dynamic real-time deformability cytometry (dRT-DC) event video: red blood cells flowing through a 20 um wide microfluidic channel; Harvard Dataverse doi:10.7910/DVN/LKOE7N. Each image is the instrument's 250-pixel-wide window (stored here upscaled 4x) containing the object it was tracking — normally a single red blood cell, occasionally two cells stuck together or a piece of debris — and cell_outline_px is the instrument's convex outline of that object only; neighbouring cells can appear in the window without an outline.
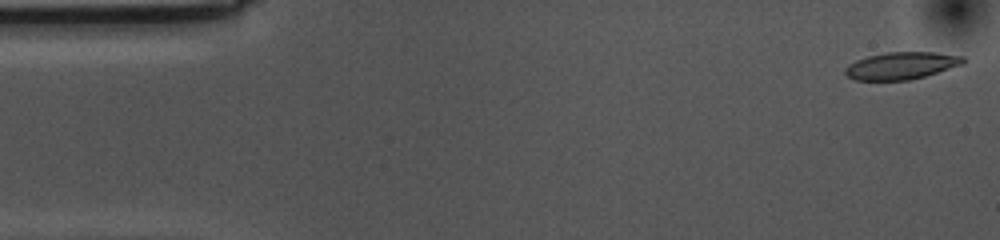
{"species": "common noctule bat (a hibernating species)", "species_latin": "Nyctalus noctula", "temperature_condition": "cold", "stored_images_in_passage": 54, "camera_frame_rate_fps": 3000, "um_per_image_px": 0.085, "animal": {"sex": "female", "body_mass_g": 10.0, "forearm_length_mm": 53.1}, "frame": {"image": 1, "passage_image": 1, "time_ms": 0.0, "image_size_px": [1000, 240], "cell_outline_px": [[964, 64], [924, 76], [908, 80], [856, 80], [848, 76], [844, 72], [844, 68], [848, 64], [856, 60], [868, 56], [888, 52], [936, 52], [964, 56]], "centroid_in_image_um": [76.61, 5.57], "position_along_channel_um": 8.4, "area_um2": 18.67}}
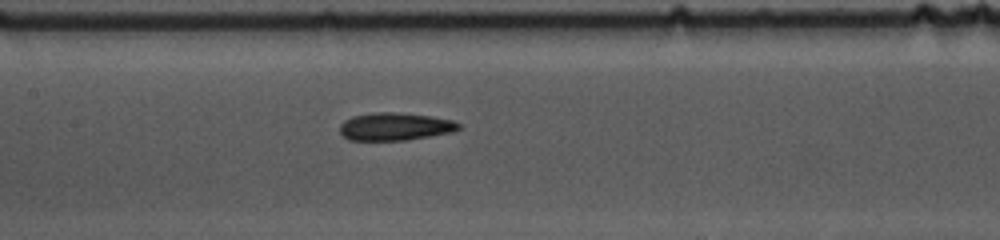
{"frame": {"image": 2, "passage_image": 24, "time_ms": 7.667, "image_size_px": [1000, 240], "cell_outline_px": [[460, 128], [452, 132], [404, 140], [348, 140], [340, 132], [340, 124], [344, 120], [352, 116], [380, 112], [396, 112], [432, 116], [452, 120], [460, 124]], "centroid_in_image_um": [33.56, 10.75], "position_along_channel_um": 173.8, "area_um2": 19.07}}
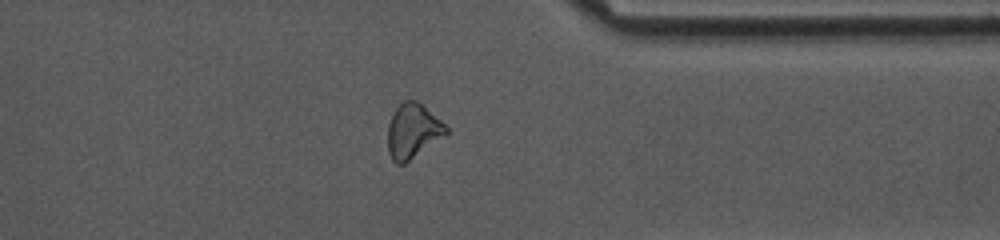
{"frame": {"image": 3, "passage_image": 42, "time_ms": 13.667, "image_size_px": [1000, 240], "cell_outline_px": [[448, 132], [404, 164], [396, 164], [392, 160], [388, 152], [388, 124], [396, 108], [404, 100], [416, 100], [440, 120], [448, 128]], "centroid_in_image_um": [35.05, 11.14], "position_along_channel_um": 376.3, "area_um2": 18.09}, "authors_computed_cell_mechanics": {"area_um2": 19.0451, "velocity_mm_per_s": 3.5468, "shape_relaxation_time_tau1_ms": 5.7128, "shape_relaxation_time_tau2_ms": 6.6184, "deformation_change_tau1": 0.1474, "deformation_change_tau2": 0.1587}}